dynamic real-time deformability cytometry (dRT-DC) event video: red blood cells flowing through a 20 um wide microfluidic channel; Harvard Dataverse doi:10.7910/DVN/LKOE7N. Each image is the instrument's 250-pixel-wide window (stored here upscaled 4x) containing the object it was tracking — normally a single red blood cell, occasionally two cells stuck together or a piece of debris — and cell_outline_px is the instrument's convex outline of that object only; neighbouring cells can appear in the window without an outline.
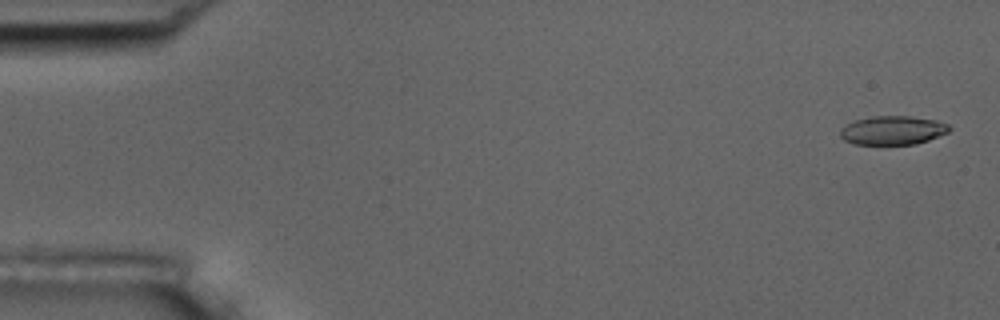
{"species": "common noctule bat (a hibernating species)", "species_latin": "Nyctalus noctula", "temperature_condition": "room temperature", "stored_images_in_passage": 56, "camera_frame_rate_fps": 3000, "um_per_image_px": 0.085, "animal": {"sex": "male", "body_mass_g": 17.5, "forearm_length_mm": 52.3}, "frame": {"image": 1, "passage_image": 2, "time_ms": 0.333, "image_size_px": [1000, 320], "cell_outline_px": [[952, 128], [948, 132], [928, 140], [916, 144], [856, 144], [844, 140], [840, 136], [840, 128], [856, 120], [872, 116], [912, 116], [936, 120], [948, 124]], "centroid_in_image_um": [75.9, 11.07], "position_along_channel_um": 9.1, "area_um2": 18.26}}
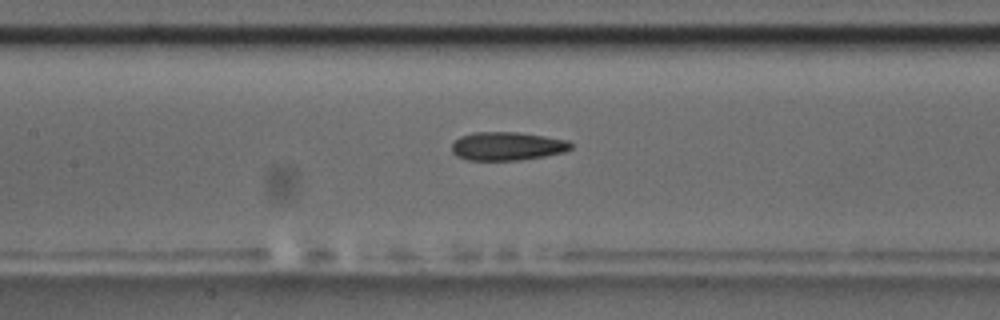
{"frame": {"image": 2, "passage_image": 26, "time_ms": 8.333, "image_size_px": [1000, 320], "cell_outline_px": [[572, 148], [564, 152], [544, 156], [520, 160], [468, 160], [456, 156], [452, 152], [452, 144], [460, 136], [472, 132], [516, 132], [544, 136], [568, 140], [572, 144]], "centroid_in_image_um": [43.1, 12.42], "position_along_channel_um": 164.3, "area_um2": 19.77}}
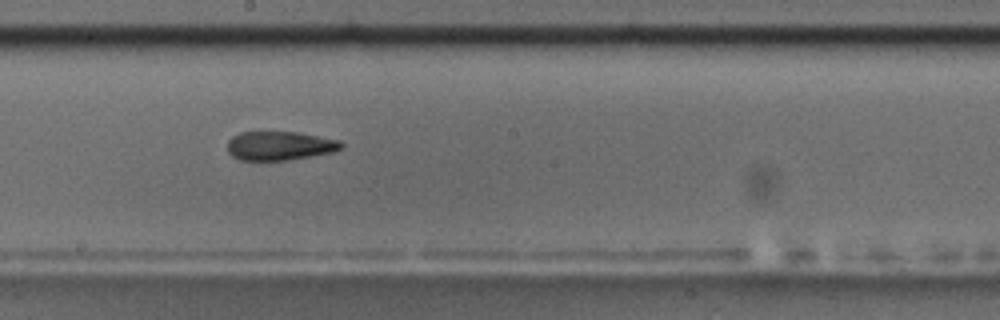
{"frame": {"image": 3, "passage_image": 31, "time_ms": 10.0, "image_size_px": [1000, 320], "cell_outline_px": [[344, 148], [332, 152], [288, 160], [240, 160], [232, 156], [228, 152], [228, 140], [232, 136], [240, 132], [296, 132], [340, 140], [344, 144]], "centroid_in_image_um": [23.78, 12.39], "position_along_channel_um": 224.4, "area_um2": 19.19}, "authors_computed_cell_mechanics": {"area_um2": 19.7387, "velocity_mm_per_s": 3.6383, "shape_relaxation_time_tau1_ms": null, "shape_relaxation_time_tau2_ms": 4.2484, "deformation_change_tau1": null, "deformation_change_tau2": 0.1178}}